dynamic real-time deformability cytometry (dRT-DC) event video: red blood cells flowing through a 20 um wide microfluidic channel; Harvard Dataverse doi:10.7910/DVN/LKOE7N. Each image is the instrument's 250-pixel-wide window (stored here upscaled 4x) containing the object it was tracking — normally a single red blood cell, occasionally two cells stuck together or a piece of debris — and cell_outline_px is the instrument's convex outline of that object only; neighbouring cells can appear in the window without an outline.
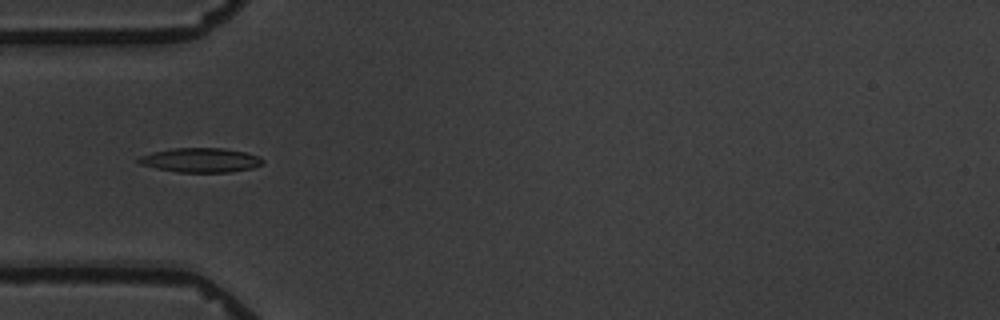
{"species": "common noctule bat (a hibernating species)", "species_latin": "Nyctalus noctula", "temperature_condition": "warm", "stored_images_in_passage": 2, "camera_frame_rate_fps": 3000, "um_per_image_px": 0.085, "animal": {"sex": "male", "body_mass_g": 19.5, "forearm_length_mm": 54.6}, "frame": {"image": 1, "passage_image": 1, "time_ms": 0.0, "image_size_px": [1000, 320], "cell_outline_px": [[264, 160], [260, 164], [252, 168], [232, 172], [176, 172], [156, 168], [140, 164], [136, 160], [140, 156], [152, 152], [176, 148], [224, 148], [244, 152], [260, 156]], "centroid_in_image_um": [17.05, 13.61], "position_along_channel_um": 68.0, "area_um2": 17.57}}
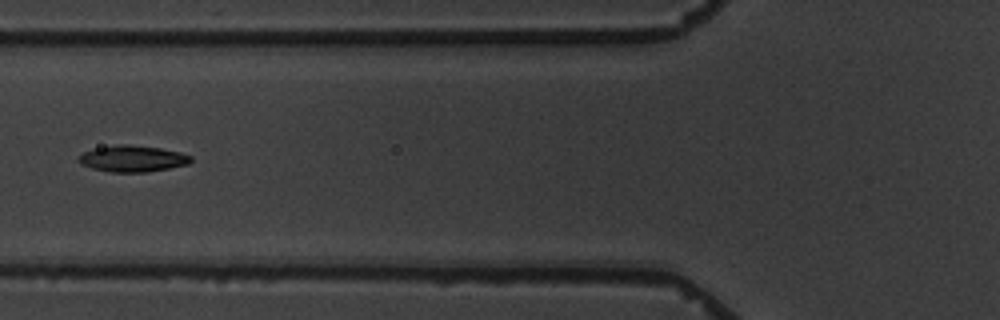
{"frame": {"image": 2, "passage_image": 2, "time_ms": 1.333, "image_size_px": [1000, 320], "cell_outline_px": [[192, 160], [188, 164], [148, 172], [112, 172], [92, 168], [80, 164], [76, 160], [84, 152], [96, 148], [116, 144], [128, 144], [160, 148], [180, 152], [192, 156]], "centroid_in_image_um": [11.26, 13.48], "position_along_channel_um": 114.5, "area_um2": 17.22}}